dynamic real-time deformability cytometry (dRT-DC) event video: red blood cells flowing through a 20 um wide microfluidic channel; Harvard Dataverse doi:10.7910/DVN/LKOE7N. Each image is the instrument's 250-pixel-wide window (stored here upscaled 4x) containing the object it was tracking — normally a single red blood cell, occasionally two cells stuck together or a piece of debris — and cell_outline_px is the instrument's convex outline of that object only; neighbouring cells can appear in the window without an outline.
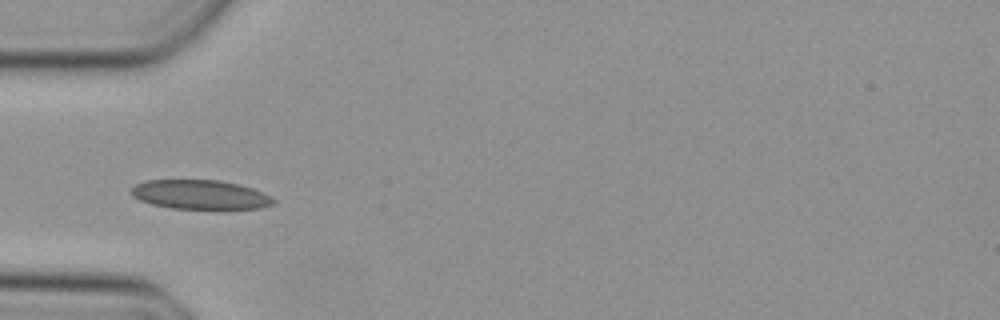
{"species": "Egyptian fruit bat (a non-hibernating species)", "species_latin": "Rousettus aegyptiacus", "temperature_condition": "cold", "stored_images_in_passage": 28, "camera_frame_rate_fps": 3000, "um_per_image_px": 0.085, "animal": {"sex": "female"}, "frame": {"image": 1, "passage_image": 1, "time_ms": 0.0, "image_size_px": [1000, 320], "cell_outline_px": [[276, 204], [260, 208], [228, 212], [220, 212], [172, 208], [152, 204], [140, 200], [132, 196], [132, 188], [136, 184], [144, 180], [220, 180], [252, 188], [276, 200]], "centroid_in_image_um": [17.08, 16.6], "position_along_channel_um": 67.9, "area_um2": 25.26}}
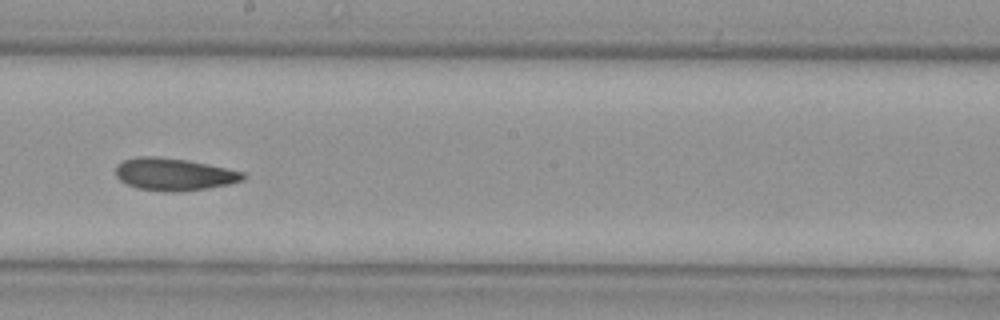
{"frame": {"image": 2, "passage_image": 13, "time_ms": 4.0, "image_size_px": [1000, 320], "cell_outline_px": [[244, 180], [228, 184], [208, 188], [180, 192], [168, 192], [136, 188], [120, 180], [116, 176], [116, 164], [124, 160], [140, 156], [152, 156], [188, 160], [208, 164], [244, 172]], "centroid_in_image_um": [14.77, 14.82], "position_along_channel_um": 233.4, "area_um2": 23.99}}
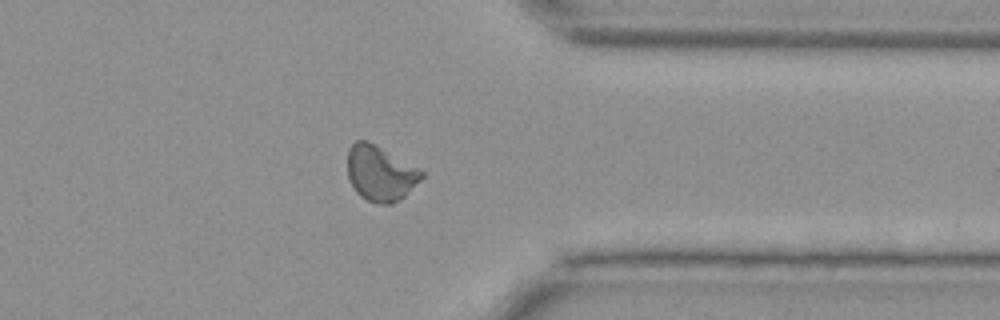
{"frame": {"image": 3, "passage_image": 24, "time_ms": 7.667, "image_size_px": [1000, 320], "cell_outline_px": [[424, 176], [404, 196], [392, 204], [380, 204], [368, 200], [360, 196], [356, 192], [348, 176], [348, 148], [356, 140], [364, 140], [420, 168], [424, 172]], "centroid_in_image_um": [32.32, 14.74], "position_along_channel_um": 379.1, "area_um2": 23.47}}